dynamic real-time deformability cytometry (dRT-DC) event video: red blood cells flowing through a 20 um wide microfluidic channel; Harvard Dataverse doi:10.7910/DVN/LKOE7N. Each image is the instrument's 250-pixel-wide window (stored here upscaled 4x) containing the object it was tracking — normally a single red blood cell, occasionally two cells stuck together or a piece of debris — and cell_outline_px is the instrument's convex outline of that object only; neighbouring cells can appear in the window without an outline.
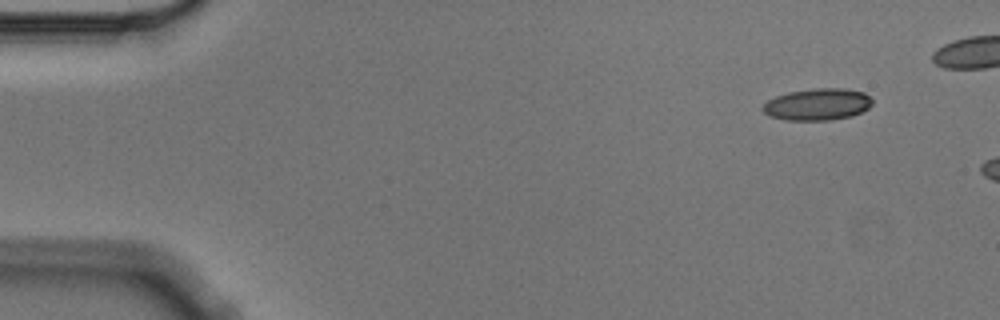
{"species": "Egyptian fruit bat (a non-hibernating species)", "species_latin": "Rousettus aegyptiacus", "temperature_condition": "cold", "stored_images_in_passage": 3, "camera_frame_rate_fps": 3000, "um_per_image_px": 0.085, "animal": {"sex": "male"}, "frame": {"image": 1, "passage_image": 1, "time_ms": 0.0, "image_size_px": [1000, 320], "cell_outline_px": [[872, 104], [868, 108], [852, 116], [828, 120], [788, 120], [772, 116], [764, 112], [760, 108], [768, 100], [776, 96], [788, 92], [812, 88], [844, 88], [864, 92], [872, 100]], "centroid_in_image_um": [69.49, 8.86], "position_along_channel_um": 15.5, "area_um2": 20.23}}